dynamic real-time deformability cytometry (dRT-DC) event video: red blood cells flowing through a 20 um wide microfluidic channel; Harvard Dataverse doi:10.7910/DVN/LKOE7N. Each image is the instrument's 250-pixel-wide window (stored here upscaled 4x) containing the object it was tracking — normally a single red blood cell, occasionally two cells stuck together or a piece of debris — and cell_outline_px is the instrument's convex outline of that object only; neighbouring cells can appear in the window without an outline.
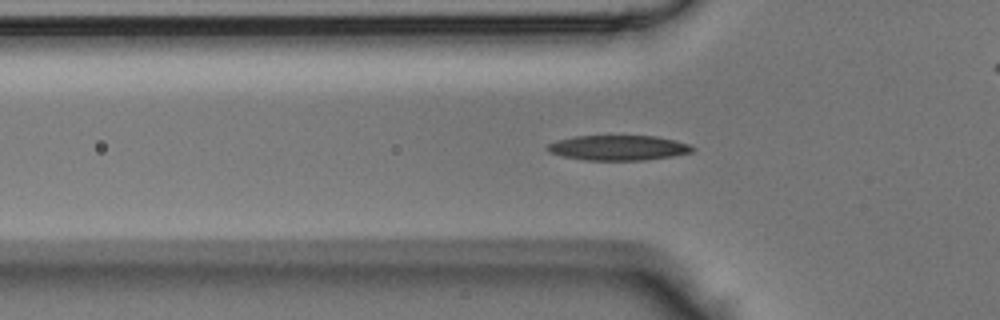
{"species": "Egyptian fruit bat (a non-hibernating species)", "species_latin": "Rousettus aegyptiacus", "temperature_condition": "room temperature", "stored_images_in_passage": 34, "camera_frame_rate_fps": 3000, "um_per_image_px": 0.085, "animal": {"sex": "male"}, "frame": {"image": 1, "passage_image": 6, "time_ms": 1.667, "image_size_px": [1000, 320], "cell_outline_px": [[688, 148], [684, 152], [660, 156], [576, 156], [556, 152], [552, 148], [556, 144], [568, 140], [592, 136], [644, 136], [668, 140], [680, 144]], "centroid_in_image_um": [52.61, 12.46], "position_along_channel_um": 73.2, "area_um2": 16.07}}
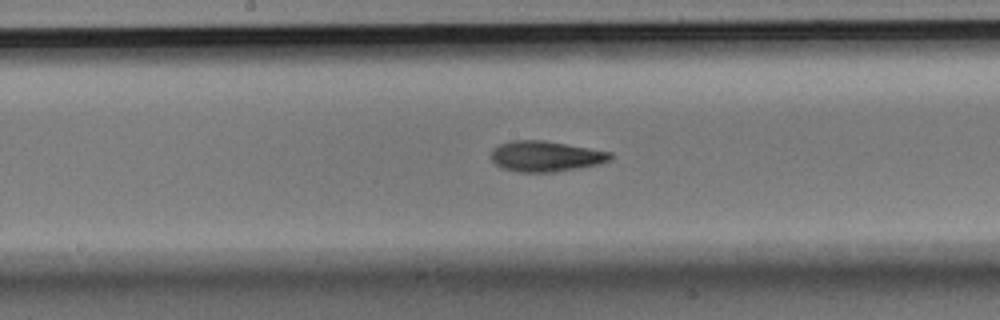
{"frame": {"image": 2, "passage_image": 15, "time_ms": 4.667, "image_size_px": [1000, 320], "cell_outline_px": [[608, 156], [600, 160], [584, 164], [560, 168], [516, 168], [504, 164], [496, 156], [496, 152], [500, 148], [508, 144], [556, 144], [600, 152]], "centroid_in_image_um": [46.4, 13.26], "position_along_channel_um": 201.8, "area_um2": 15.03}}
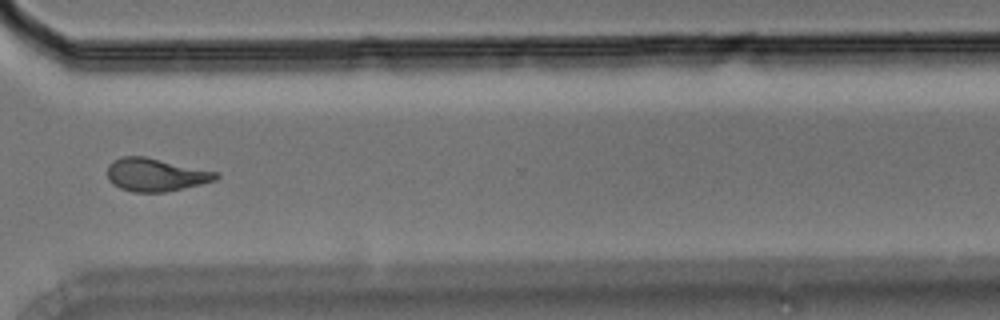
{"frame": {"image": 3, "passage_image": 26, "time_ms": 8.333, "image_size_px": [1000, 320], "cell_outline_px": [[216, 176], [208, 180], [176, 188], [124, 188], [116, 184], [108, 176], [108, 168], [116, 160], [152, 160], [212, 172]], "centroid_in_image_um": [13.15, 14.84], "position_along_channel_um": 357.4, "area_um2": 16.53}}